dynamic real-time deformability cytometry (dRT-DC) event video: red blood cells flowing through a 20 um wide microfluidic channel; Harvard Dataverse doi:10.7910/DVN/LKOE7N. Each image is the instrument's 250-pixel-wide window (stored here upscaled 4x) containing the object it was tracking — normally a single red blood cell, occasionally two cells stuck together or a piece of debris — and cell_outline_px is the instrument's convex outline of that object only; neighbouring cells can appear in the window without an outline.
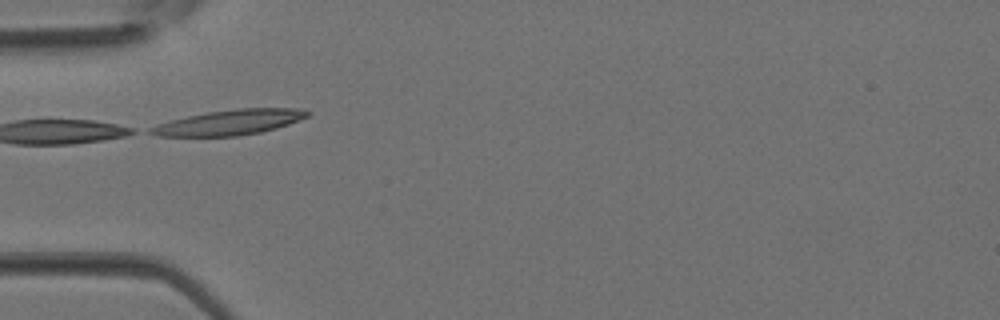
{"species": "Egyptian fruit bat (a non-hibernating species)", "species_latin": "Rousettus aegyptiacus", "temperature_condition": "room temperature", "stored_images_in_passage": 4, "camera_frame_rate_fps": 3000, "um_per_image_px": 0.085, "animal": {"sex": "female"}, "frame": {"image": 1, "passage_image": 4, "time_ms": 1.0, "image_size_px": [1000, 320], "cell_outline_px": [[312, 112], [308, 116], [288, 124], [276, 128], [260, 132], [236, 136], [156, 136], [148, 132], [148, 128], [156, 124], [188, 116], [208, 112], [240, 108], [304, 108]], "centroid_in_image_um": [19.52, 10.4], "position_along_channel_um": 65.5, "area_um2": 22.95}}